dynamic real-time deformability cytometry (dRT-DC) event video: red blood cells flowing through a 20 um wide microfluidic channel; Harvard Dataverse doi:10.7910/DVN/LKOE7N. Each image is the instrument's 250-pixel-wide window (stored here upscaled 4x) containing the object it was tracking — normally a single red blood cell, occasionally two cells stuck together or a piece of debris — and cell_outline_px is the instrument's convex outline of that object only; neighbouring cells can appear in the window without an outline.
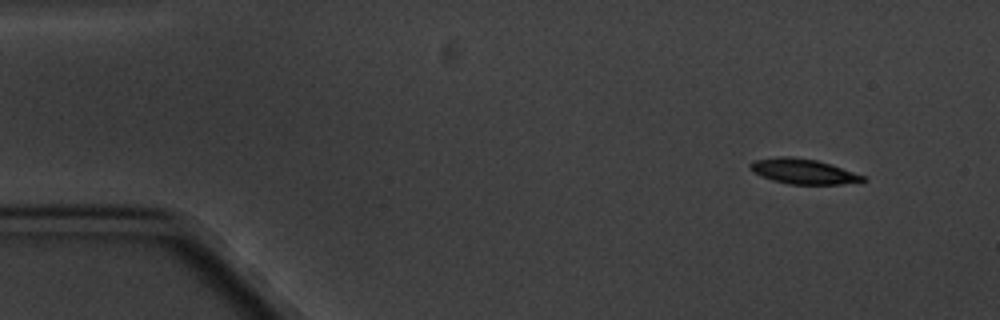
{"species": "common noctule bat (a hibernating species)", "species_latin": "Nyctalus noctula", "temperature_condition": "cold", "stored_images_in_passage": 4, "camera_frame_rate_fps": 3000, "um_per_image_px": 0.085, "animal": {"sex": "male", "body_mass_g": 20.1, "forearm_length_mm": 53.5}, "frame": {"image": 1, "passage_image": 1, "time_ms": 0.0, "image_size_px": [1000, 320], "cell_outline_px": [[868, 180], [844, 184], [788, 184], [772, 180], [760, 176], [752, 172], [748, 168], [748, 164], [756, 160], [780, 156], [792, 156], [816, 160], [864, 176]], "centroid_in_image_um": [68.2, 14.57], "position_along_channel_um": 16.8, "area_um2": 16.36}}
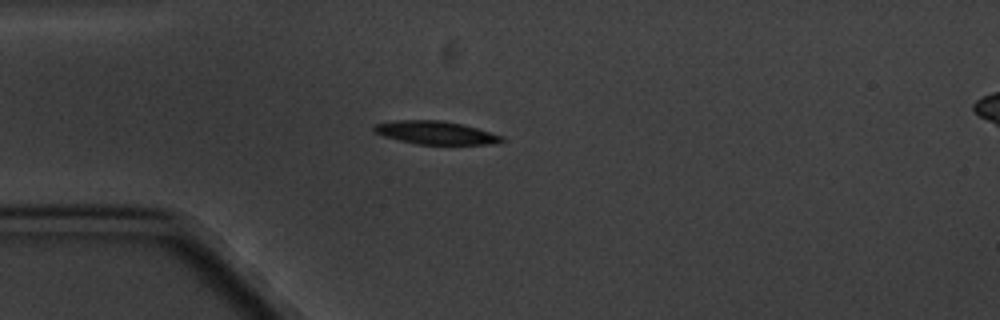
{"frame": {"image": 2, "passage_image": 3, "time_ms": 3.333, "image_size_px": [1000, 320], "cell_outline_px": [[504, 140], [488, 144], [416, 144], [384, 136], [376, 132], [372, 128], [376, 124], [396, 120], [440, 120], [460, 124], [476, 128], [504, 136]], "centroid_in_image_um": [37.01, 11.27], "position_along_channel_um": 48.0, "area_um2": 16.88}}